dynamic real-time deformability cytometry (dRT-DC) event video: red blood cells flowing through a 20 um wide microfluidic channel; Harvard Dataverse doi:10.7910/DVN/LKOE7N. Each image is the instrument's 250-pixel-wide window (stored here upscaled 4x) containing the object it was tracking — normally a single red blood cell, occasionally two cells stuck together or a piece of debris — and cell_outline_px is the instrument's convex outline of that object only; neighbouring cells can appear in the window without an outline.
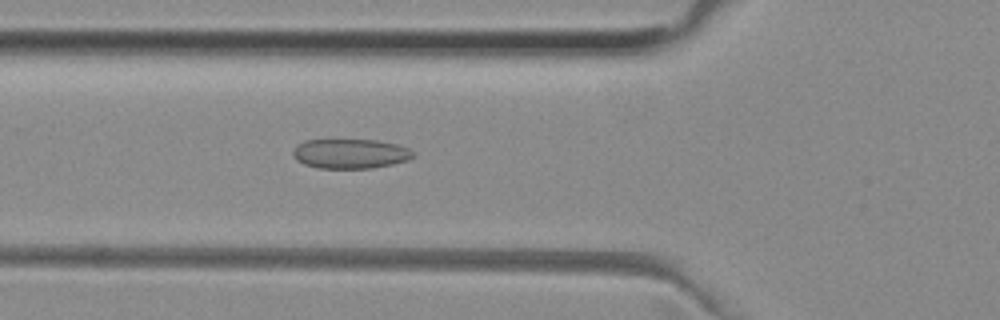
{"species": "common noctule bat (a hibernating species)", "species_latin": "Nyctalus noctula", "temperature_condition": "room temperature", "stored_images_in_passage": 50, "camera_frame_rate_fps": 3000, "um_per_image_px": 0.085, "animal": {"sex": "female", "body_mass_g": 29.2, "forearm_length_mm": 56.3}, "frame": {"image": 1, "passage_image": 17, "time_ms": 5.333, "image_size_px": [1000, 320], "cell_outline_px": [[416, 156], [408, 160], [392, 164], [372, 168], [316, 168], [304, 164], [296, 160], [292, 156], [292, 152], [296, 144], [304, 140], [376, 140], [396, 144], [408, 148]], "centroid_in_image_um": [29.74, 13.06], "position_along_channel_um": 96.1, "area_um2": 20.87}}
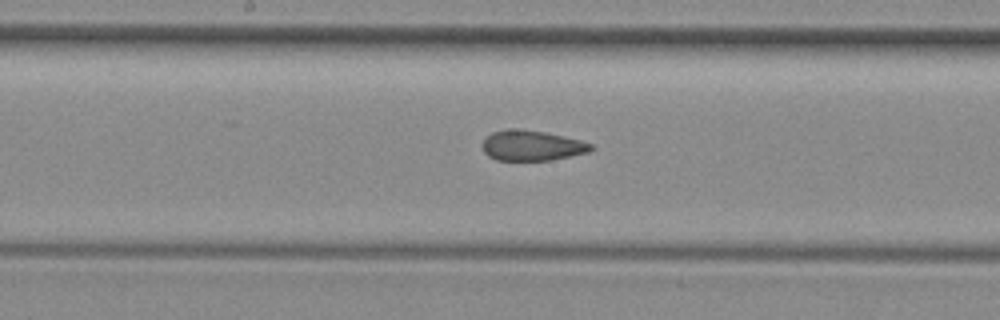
{"frame": {"image": 2, "passage_image": 25, "time_ms": 8.0, "image_size_px": [1000, 320], "cell_outline_px": [[596, 148], [588, 152], [548, 160], [496, 160], [488, 156], [484, 152], [484, 140], [492, 132], [508, 128], [516, 128], [544, 132], [564, 136], [580, 140], [592, 144]], "centroid_in_image_um": [45.21, 12.36], "position_along_channel_um": 203.0, "area_um2": 19.02}}
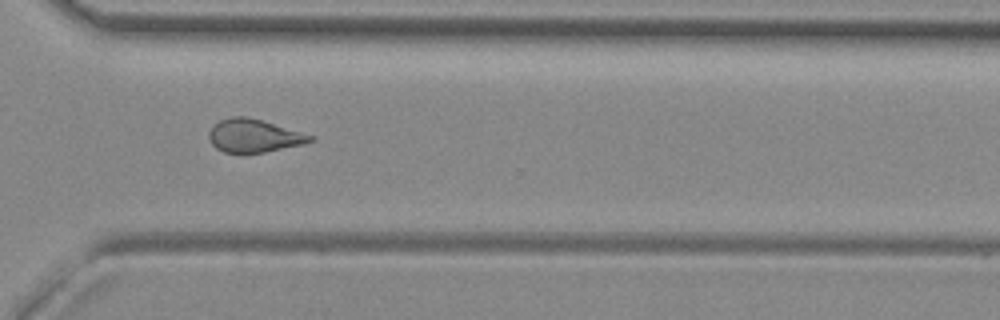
{"frame": {"image": 3, "passage_image": 36, "time_ms": 11.667, "image_size_px": [1000, 320], "cell_outline_px": [[316, 140], [304, 144], [264, 152], [224, 152], [216, 148], [208, 140], [208, 132], [220, 120], [232, 116], [248, 116], [316, 136]], "centroid_in_image_um": [21.61, 11.53], "position_along_channel_um": 349.0, "area_um2": 19.54}, "authors_computed_cell_mechanics": {"area_um2": 20.3745, "velocity_mm_per_s": 3.9852, "shape_relaxation_time_tau1_ms": null, "shape_relaxation_time_tau2_ms": 1.8685, "deformation_change_tau1": null, "deformation_change_tau2": 0.0868}}